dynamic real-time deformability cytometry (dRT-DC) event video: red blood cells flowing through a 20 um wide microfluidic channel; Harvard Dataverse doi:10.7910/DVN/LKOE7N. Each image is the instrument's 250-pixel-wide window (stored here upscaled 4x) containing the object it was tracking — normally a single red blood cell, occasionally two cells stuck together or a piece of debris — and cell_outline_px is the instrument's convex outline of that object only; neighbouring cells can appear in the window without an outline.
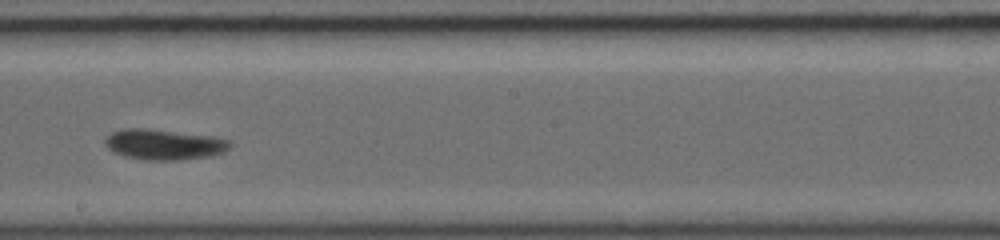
{"species": "common noctule bat (a hibernating species)", "species_latin": "Nyctalus noctula", "temperature_condition": "warm", "stored_images_in_passage": 27, "camera_frame_rate_fps": 5000, "um_per_image_px": 0.085, "animal": {"sex": "female", "body_mass_g": 19.0, "forearm_length_mm": 56.7}, "frame": {"image": 1, "passage_image": 16, "time_ms": 4.6, "image_size_px": [1000, 240], "cell_outline_px": [[232, 148], [224, 152], [212, 156], [180, 160], [144, 160], [124, 156], [112, 152], [104, 144], [104, 140], [112, 132], [124, 128], [144, 128], [216, 136], [232, 140]], "centroid_in_image_um": [14.0, 12.28], "position_along_channel_um": 234.2, "area_um2": 22.66}}
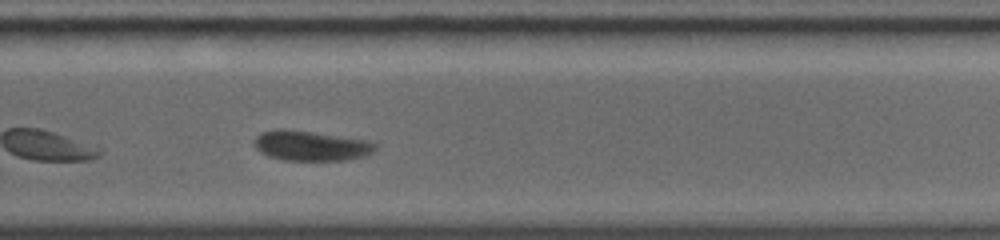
{"frame": {"image": 2, "passage_image": 20, "time_ms": 6.2, "image_size_px": [1000, 240], "cell_outline_px": [[376, 148], [372, 152], [364, 156], [344, 160], [284, 160], [268, 156], [260, 152], [256, 148], [256, 136], [260, 132], [312, 132], [368, 140], [376, 144]], "centroid_in_image_um": [26.5, 12.43], "position_along_channel_um": 303.3, "area_um2": 20.23}}
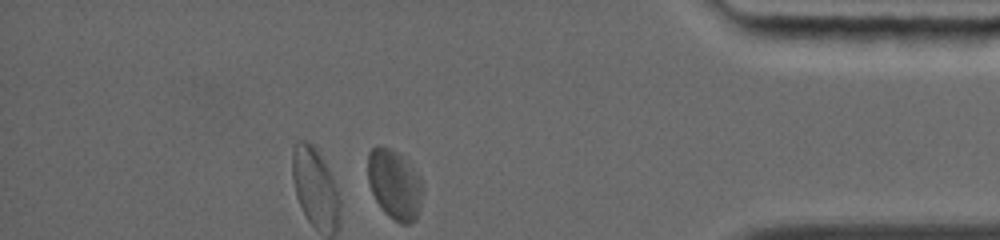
{"frame": {"image": 3, "passage_image": 27, "time_ms": 9.2, "image_size_px": [1000, 240], "cell_outline_px": [[420, 204], [416, 220], [408, 224], [400, 224], [388, 216], [384, 212], [376, 200], [372, 192], [368, 180], [368, 152], [376, 144], [380, 144], [396, 152], [420, 176]], "centroid_in_image_um": [33.49, 15.68], "position_along_channel_um": 401.7, "area_um2": 21.85}, "authors_computed_cell_mechanics": {"area_um2": 20.808, "velocity_mm_per_s": 4.3194, "shape_relaxation_time_tau1_ms": 1.6351, "shape_relaxation_time_tau2_ms": 1.3539, "deformation_change_tau1": 0.0782, "deformation_change_tau2": 0.0474}}